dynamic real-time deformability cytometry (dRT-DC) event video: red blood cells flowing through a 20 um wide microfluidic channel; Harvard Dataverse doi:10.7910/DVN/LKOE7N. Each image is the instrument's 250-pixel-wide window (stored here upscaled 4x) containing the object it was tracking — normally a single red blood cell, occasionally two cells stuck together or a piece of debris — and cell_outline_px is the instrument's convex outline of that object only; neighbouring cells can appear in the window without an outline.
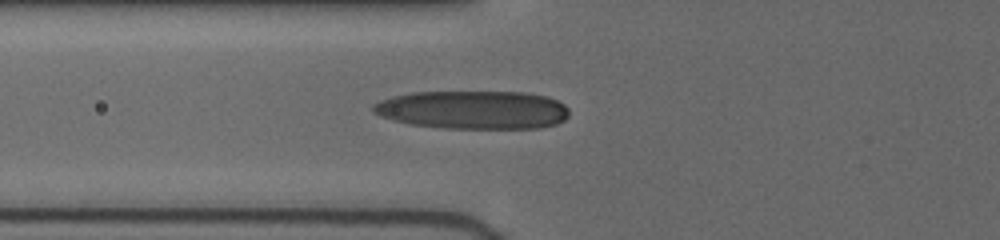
{"species": "human", "species_latin": "Homo sapiens", "temperature_condition": "cold", "stored_images_in_passage": 23, "camera_frame_rate_fps": 3000, "um_per_image_px": 0.085, "donor": {"sex": "female"}, "frame": {"image": 1, "passage_image": 23, "time_ms": 7.667, "image_size_px": [1000, 240], "cell_outline_px": [[568, 116], [564, 120], [556, 124], [540, 128], [444, 128], [412, 124], [392, 120], [380, 116], [372, 112], [372, 104], [380, 100], [412, 92], [524, 92], [544, 96], [556, 100], [564, 104], [568, 108]], "centroid_in_image_um": [40.2, 9.34], "position_along_channel_um": 85.6, "area_um2": 43.81}}